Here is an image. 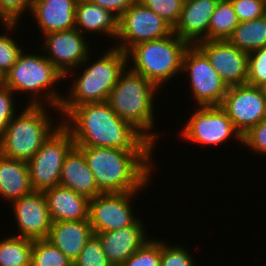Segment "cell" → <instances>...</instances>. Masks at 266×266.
<instances>
[{"label":"cell","instance_id":"cell-1","mask_svg":"<svg viewBox=\"0 0 266 266\" xmlns=\"http://www.w3.org/2000/svg\"><path fill=\"white\" fill-rule=\"evenodd\" d=\"M62 124L71 132L76 147L155 151V145L132 123L121 119L106 101L73 107Z\"/></svg>","mask_w":266,"mask_h":266},{"label":"cell","instance_id":"cell-2","mask_svg":"<svg viewBox=\"0 0 266 266\" xmlns=\"http://www.w3.org/2000/svg\"><path fill=\"white\" fill-rule=\"evenodd\" d=\"M94 174L102 193L141 191L154 170L153 151H127L109 147H77Z\"/></svg>","mask_w":266,"mask_h":266},{"label":"cell","instance_id":"cell-3","mask_svg":"<svg viewBox=\"0 0 266 266\" xmlns=\"http://www.w3.org/2000/svg\"><path fill=\"white\" fill-rule=\"evenodd\" d=\"M107 49L93 62L90 60V53L83 64L78 67H81V69L84 67V69L80 72L81 75L74 77L73 86L70 85L69 93H66L68 95L62 99L59 105V116L62 115L61 118L73 107L81 104L107 101L121 72L127 66L125 52L114 46ZM84 64H86V68Z\"/></svg>","mask_w":266,"mask_h":266},{"label":"cell","instance_id":"cell-4","mask_svg":"<svg viewBox=\"0 0 266 266\" xmlns=\"http://www.w3.org/2000/svg\"><path fill=\"white\" fill-rule=\"evenodd\" d=\"M158 91L154 83L126 66L106 101L121 119L132 123L155 146L160 134L153 130L154 98Z\"/></svg>","mask_w":266,"mask_h":266},{"label":"cell","instance_id":"cell-5","mask_svg":"<svg viewBox=\"0 0 266 266\" xmlns=\"http://www.w3.org/2000/svg\"><path fill=\"white\" fill-rule=\"evenodd\" d=\"M24 51L1 79L2 84L14 93L29 94L30 99L27 105L44 106V104H48L50 107H59L65 96L59 94L56 84L64 79V75L44 54L39 55L36 52L27 54Z\"/></svg>","mask_w":266,"mask_h":266},{"label":"cell","instance_id":"cell-6","mask_svg":"<svg viewBox=\"0 0 266 266\" xmlns=\"http://www.w3.org/2000/svg\"><path fill=\"white\" fill-rule=\"evenodd\" d=\"M48 105H26L19 114L15 115L4 134L0 137V153L14 159L29 161L40 149L47 138L62 124V118L58 121L51 117L49 109L58 111L59 107ZM51 117V118H50ZM55 123V125H54Z\"/></svg>","mask_w":266,"mask_h":266},{"label":"cell","instance_id":"cell-7","mask_svg":"<svg viewBox=\"0 0 266 266\" xmlns=\"http://www.w3.org/2000/svg\"><path fill=\"white\" fill-rule=\"evenodd\" d=\"M188 47L189 44L173 32L167 37L132 46L126 52L127 66L161 89L163 84L181 74L183 56Z\"/></svg>","mask_w":266,"mask_h":266},{"label":"cell","instance_id":"cell-8","mask_svg":"<svg viewBox=\"0 0 266 266\" xmlns=\"http://www.w3.org/2000/svg\"><path fill=\"white\" fill-rule=\"evenodd\" d=\"M75 146L71 132L61 124L28 161L33 191L44 192L59 185L63 162Z\"/></svg>","mask_w":266,"mask_h":266},{"label":"cell","instance_id":"cell-9","mask_svg":"<svg viewBox=\"0 0 266 266\" xmlns=\"http://www.w3.org/2000/svg\"><path fill=\"white\" fill-rule=\"evenodd\" d=\"M180 136L186 142L201 146H219L233 137L242 144V136L235 129L232 120L220 105L197 106L193 109Z\"/></svg>","mask_w":266,"mask_h":266},{"label":"cell","instance_id":"cell-10","mask_svg":"<svg viewBox=\"0 0 266 266\" xmlns=\"http://www.w3.org/2000/svg\"><path fill=\"white\" fill-rule=\"evenodd\" d=\"M184 72L189 76L195 105H221L228 86L196 45H189L184 53L181 74Z\"/></svg>","mask_w":266,"mask_h":266},{"label":"cell","instance_id":"cell-11","mask_svg":"<svg viewBox=\"0 0 266 266\" xmlns=\"http://www.w3.org/2000/svg\"><path fill=\"white\" fill-rule=\"evenodd\" d=\"M173 27L140 1L133 3L119 18V33L114 47L127 52L132 46L167 37ZM120 40V42H119Z\"/></svg>","mask_w":266,"mask_h":266},{"label":"cell","instance_id":"cell-12","mask_svg":"<svg viewBox=\"0 0 266 266\" xmlns=\"http://www.w3.org/2000/svg\"><path fill=\"white\" fill-rule=\"evenodd\" d=\"M43 44L39 45L41 52L66 77L75 76V70L83 64L92 52L86 35L76 28L66 31H57L43 35ZM45 51V52H44ZM47 52V53H46ZM70 75V76H69Z\"/></svg>","mask_w":266,"mask_h":266},{"label":"cell","instance_id":"cell-13","mask_svg":"<svg viewBox=\"0 0 266 266\" xmlns=\"http://www.w3.org/2000/svg\"><path fill=\"white\" fill-rule=\"evenodd\" d=\"M139 191L102 193L89 201V222L96 233L115 231L132 225L138 218L132 200ZM132 204V205H131Z\"/></svg>","mask_w":266,"mask_h":266},{"label":"cell","instance_id":"cell-14","mask_svg":"<svg viewBox=\"0 0 266 266\" xmlns=\"http://www.w3.org/2000/svg\"><path fill=\"white\" fill-rule=\"evenodd\" d=\"M220 106L241 136L266 118L263 93L260 87L249 84L229 86Z\"/></svg>","mask_w":266,"mask_h":266},{"label":"cell","instance_id":"cell-15","mask_svg":"<svg viewBox=\"0 0 266 266\" xmlns=\"http://www.w3.org/2000/svg\"><path fill=\"white\" fill-rule=\"evenodd\" d=\"M196 46L207 56L211 66L228 87L246 84L248 53L228 40H207Z\"/></svg>","mask_w":266,"mask_h":266},{"label":"cell","instance_id":"cell-16","mask_svg":"<svg viewBox=\"0 0 266 266\" xmlns=\"http://www.w3.org/2000/svg\"><path fill=\"white\" fill-rule=\"evenodd\" d=\"M14 219L17 223L16 236L31 240L46 239L48 237L52 219L50 217L46 197L43 192L33 191L26 196L14 200Z\"/></svg>","mask_w":266,"mask_h":266},{"label":"cell","instance_id":"cell-17","mask_svg":"<svg viewBox=\"0 0 266 266\" xmlns=\"http://www.w3.org/2000/svg\"><path fill=\"white\" fill-rule=\"evenodd\" d=\"M140 219L139 217L132 225L125 228L94 234L113 266H121L150 239L146 234L147 228Z\"/></svg>","mask_w":266,"mask_h":266},{"label":"cell","instance_id":"cell-18","mask_svg":"<svg viewBox=\"0 0 266 266\" xmlns=\"http://www.w3.org/2000/svg\"><path fill=\"white\" fill-rule=\"evenodd\" d=\"M219 0H184L173 32L189 45L208 40L211 17Z\"/></svg>","mask_w":266,"mask_h":266},{"label":"cell","instance_id":"cell-19","mask_svg":"<svg viewBox=\"0 0 266 266\" xmlns=\"http://www.w3.org/2000/svg\"><path fill=\"white\" fill-rule=\"evenodd\" d=\"M78 0H34L30 13L43 35L74 29Z\"/></svg>","mask_w":266,"mask_h":266},{"label":"cell","instance_id":"cell-20","mask_svg":"<svg viewBox=\"0 0 266 266\" xmlns=\"http://www.w3.org/2000/svg\"><path fill=\"white\" fill-rule=\"evenodd\" d=\"M43 193L52 222L89 220L88 197L61 185L51 187Z\"/></svg>","mask_w":266,"mask_h":266},{"label":"cell","instance_id":"cell-21","mask_svg":"<svg viewBox=\"0 0 266 266\" xmlns=\"http://www.w3.org/2000/svg\"><path fill=\"white\" fill-rule=\"evenodd\" d=\"M59 185L89 199L102 194L84 154L76 146L68 153L63 162Z\"/></svg>","mask_w":266,"mask_h":266},{"label":"cell","instance_id":"cell-22","mask_svg":"<svg viewBox=\"0 0 266 266\" xmlns=\"http://www.w3.org/2000/svg\"><path fill=\"white\" fill-rule=\"evenodd\" d=\"M93 235L89 220L57 221L52 222L46 239L74 261Z\"/></svg>","mask_w":266,"mask_h":266},{"label":"cell","instance_id":"cell-23","mask_svg":"<svg viewBox=\"0 0 266 266\" xmlns=\"http://www.w3.org/2000/svg\"><path fill=\"white\" fill-rule=\"evenodd\" d=\"M82 34H99L116 40L119 33V18L90 0H78L76 26ZM104 34V35H103Z\"/></svg>","mask_w":266,"mask_h":266},{"label":"cell","instance_id":"cell-24","mask_svg":"<svg viewBox=\"0 0 266 266\" xmlns=\"http://www.w3.org/2000/svg\"><path fill=\"white\" fill-rule=\"evenodd\" d=\"M33 192L30 182L28 162L7 157L0 153V197L6 202Z\"/></svg>","mask_w":266,"mask_h":266},{"label":"cell","instance_id":"cell-25","mask_svg":"<svg viewBox=\"0 0 266 266\" xmlns=\"http://www.w3.org/2000/svg\"><path fill=\"white\" fill-rule=\"evenodd\" d=\"M228 41L248 54L266 46V14L254 20L239 22Z\"/></svg>","mask_w":266,"mask_h":266},{"label":"cell","instance_id":"cell-26","mask_svg":"<svg viewBox=\"0 0 266 266\" xmlns=\"http://www.w3.org/2000/svg\"><path fill=\"white\" fill-rule=\"evenodd\" d=\"M33 240L9 235L0 240V266H31Z\"/></svg>","mask_w":266,"mask_h":266},{"label":"cell","instance_id":"cell-27","mask_svg":"<svg viewBox=\"0 0 266 266\" xmlns=\"http://www.w3.org/2000/svg\"><path fill=\"white\" fill-rule=\"evenodd\" d=\"M239 24L230 0H219L212 14L208 40H228Z\"/></svg>","mask_w":266,"mask_h":266},{"label":"cell","instance_id":"cell-28","mask_svg":"<svg viewBox=\"0 0 266 266\" xmlns=\"http://www.w3.org/2000/svg\"><path fill=\"white\" fill-rule=\"evenodd\" d=\"M31 266H73L62 251L47 239L33 240Z\"/></svg>","mask_w":266,"mask_h":266},{"label":"cell","instance_id":"cell-29","mask_svg":"<svg viewBox=\"0 0 266 266\" xmlns=\"http://www.w3.org/2000/svg\"><path fill=\"white\" fill-rule=\"evenodd\" d=\"M7 31L0 33V78L2 79L11 67L17 62L19 55L24 50L19 46L9 32L17 28L18 23H0ZM8 32V34H7Z\"/></svg>","mask_w":266,"mask_h":266},{"label":"cell","instance_id":"cell-30","mask_svg":"<svg viewBox=\"0 0 266 266\" xmlns=\"http://www.w3.org/2000/svg\"><path fill=\"white\" fill-rule=\"evenodd\" d=\"M185 247L170 245L160 239V266H196L195 259Z\"/></svg>","mask_w":266,"mask_h":266},{"label":"cell","instance_id":"cell-31","mask_svg":"<svg viewBox=\"0 0 266 266\" xmlns=\"http://www.w3.org/2000/svg\"><path fill=\"white\" fill-rule=\"evenodd\" d=\"M73 266H113L107 259L99 239L93 235L85 244Z\"/></svg>","mask_w":266,"mask_h":266},{"label":"cell","instance_id":"cell-32","mask_svg":"<svg viewBox=\"0 0 266 266\" xmlns=\"http://www.w3.org/2000/svg\"><path fill=\"white\" fill-rule=\"evenodd\" d=\"M149 239L121 266H160V240Z\"/></svg>","mask_w":266,"mask_h":266},{"label":"cell","instance_id":"cell-33","mask_svg":"<svg viewBox=\"0 0 266 266\" xmlns=\"http://www.w3.org/2000/svg\"><path fill=\"white\" fill-rule=\"evenodd\" d=\"M173 28L178 23L184 0H138Z\"/></svg>","mask_w":266,"mask_h":266},{"label":"cell","instance_id":"cell-34","mask_svg":"<svg viewBox=\"0 0 266 266\" xmlns=\"http://www.w3.org/2000/svg\"><path fill=\"white\" fill-rule=\"evenodd\" d=\"M246 84L256 87L266 84V46L248 54Z\"/></svg>","mask_w":266,"mask_h":266},{"label":"cell","instance_id":"cell-35","mask_svg":"<svg viewBox=\"0 0 266 266\" xmlns=\"http://www.w3.org/2000/svg\"><path fill=\"white\" fill-rule=\"evenodd\" d=\"M34 0H0V22L19 23L25 11L30 12Z\"/></svg>","mask_w":266,"mask_h":266},{"label":"cell","instance_id":"cell-36","mask_svg":"<svg viewBox=\"0 0 266 266\" xmlns=\"http://www.w3.org/2000/svg\"><path fill=\"white\" fill-rule=\"evenodd\" d=\"M239 22L254 20L266 14V0H230Z\"/></svg>","mask_w":266,"mask_h":266},{"label":"cell","instance_id":"cell-37","mask_svg":"<svg viewBox=\"0 0 266 266\" xmlns=\"http://www.w3.org/2000/svg\"><path fill=\"white\" fill-rule=\"evenodd\" d=\"M15 94L10 88L0 84V137L6 131L11 119L17 114Z\"/></svg>","mask_w":266,"mask_h":266},{"label":"cell","instance_id":"cell-38","mask_svg":"<svg viewBox=\"0 0 266 266\" xmlns=\"http://www.w3.org/2000/svg\"><path fill=\"white\" fill-rule=\"evenodd\" d=\"M241 145L261 155L264 154L263 156L266 155V118L242 135Z\"/></svg>","mask_w":266,"mask_h":266},{"label":"cell","instance_id":"cell-39","mask_svg":"<svg viewBox=\"0 0 266 266\" xmlns=\"http://www.w3.org/2000/svg\"><path fill=\"white\" fill-rule=\"evenodd\" d=\"M98 6L111 11L118 18L137 0H90Z\"/></svg>","mask_w":266,"mask_h":266},{"label":"cell","instance_id":"cell-40","mask_svg":"<svg viewBox=\"0 0 266 266\" xmlns=\"http://www.w3.org/2000/svg\"><path fill=\"white\" fill-rule=\"evenodd\" d=\"M260 89H261V91L263 93V96H264V98L266 100V84H264L263 86H261Z\"/></svg>","mask_w":266,"mask_h":266}]
</instances>
